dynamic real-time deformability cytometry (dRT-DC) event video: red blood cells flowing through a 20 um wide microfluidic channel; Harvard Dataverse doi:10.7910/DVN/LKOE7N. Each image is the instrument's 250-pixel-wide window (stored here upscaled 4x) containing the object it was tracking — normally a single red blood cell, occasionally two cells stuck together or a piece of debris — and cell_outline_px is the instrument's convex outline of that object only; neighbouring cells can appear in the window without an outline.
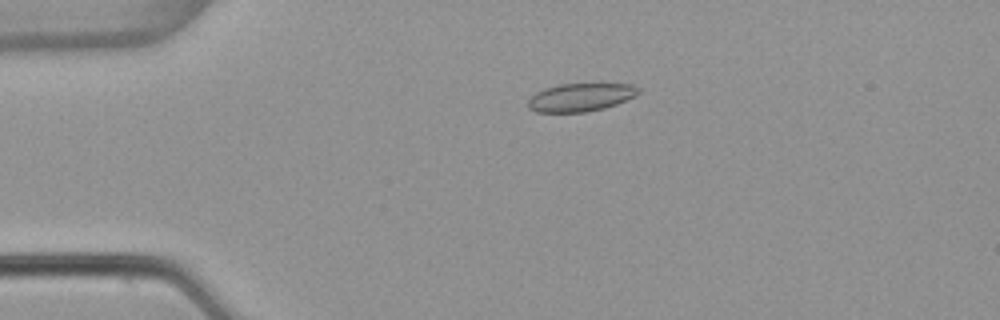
{"species": "common noctule bat (a hibernating species)", "species_latin": "Nyctalus noctula", "temperature_condition": "warm", "stored_images_in_passage": 54, "camera_frame_rate_fps": 3000, "um_per_image_px": 0.085, "animal": {"sex": "female", "body_mass_g": 22.7, "forearm_length_mm": 54.2}, "frame": {"image": 1, "passage_image": 12, "time_ms": 3.667, "image_size_px": [1000, 320], "cell_outline_px": [[640, 92], [636, 96], [616, 104], [604, 108], [588, 112], [536, 112], [528, 108], [528, 100], [536, 92], [544, 88], [560, 84], [592, 80], [632, 84], [640, 88]], "centroid_in_image_um": [49.42, 8.2], "position_along_channel_um": 35.6, "area_um2": 19.19}}
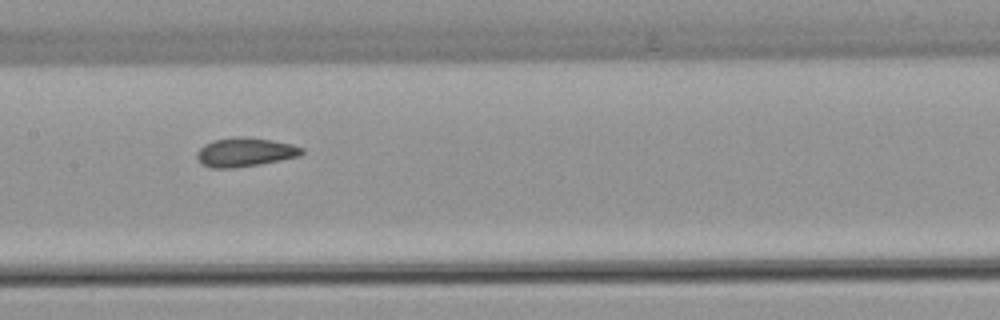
{"frame": {"image": 2, "passage_image": 27, "time_ms": 8.667, "image_size_px": [1000, 320], "cell_outline_px": [[304, 152], [300, 156], [260, 164], [232, 168], [212, 168], [200, 164], [196, 160], [196, 152], [204, 144], [212, 140], [236, 136], [244, 136], [272, 140], [292, 144], [304, 148]], "centroid_in_image_um": [20.79, 12.93], "position_along_channel_um": 186.6, "area_um2": 17.98}}
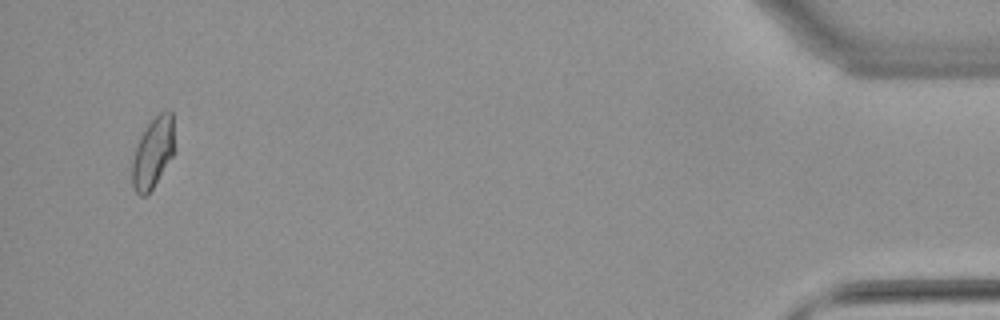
{"frame": {"image": 3, "passage_image": 52, "time_ms": 17.0, "image_size_px": [1000, 320], "cell_outline_px": [[176, 152], [152, 188], [144, 196], [140, 196], [136, 192], [132, 184], [132, 160], [140, 136], [148, 124], [160, 112], [172, 112]], "centroid_in_image_um": [13.03, 12.98], "position_along_channel_um": 422.2, "area_um2": 17.46}, "authors_computed_cell_mechanics": {"area_um2": 17.7157, "velocity_mm_per_s": 3.8046, "shape_relaxation_time_tau1_ms": null, "shape_relaxation_time_tau2_ms": 1.3694, "deformation_change_tau1": null, "deformation_change_tau2": 0.0644}}